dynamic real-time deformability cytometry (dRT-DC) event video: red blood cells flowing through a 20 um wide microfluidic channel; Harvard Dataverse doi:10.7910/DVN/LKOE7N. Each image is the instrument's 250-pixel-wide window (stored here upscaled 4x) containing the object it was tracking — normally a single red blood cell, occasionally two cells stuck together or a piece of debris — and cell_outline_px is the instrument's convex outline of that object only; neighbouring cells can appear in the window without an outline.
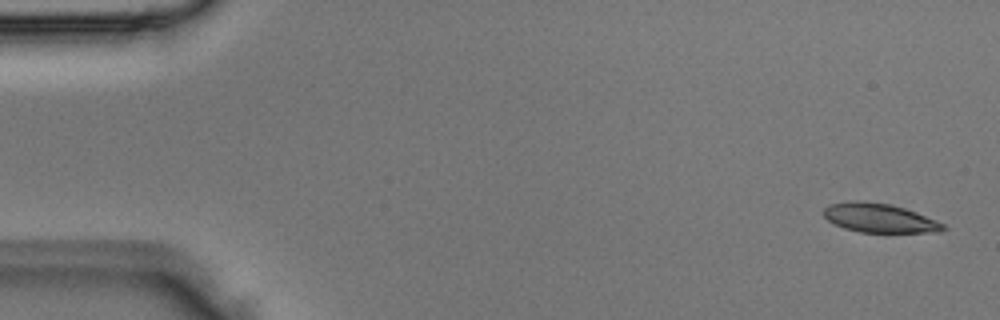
{"species": "Egyptian fruit bat (a non-hibernating species)", "species_latin": "Rousettus aegyptiacus", "temperature_condition": "room temperature", "stored_images_in_passage": 4, "camera_frame_rate_fps": 3000, "um_per_image_px": 0.085, "animal": {"sex": "male"}, "frame": {"image": 1, "passage_image": 1, "time_ms": 0.0, "image_size_px": [1000, 320], "cell_outline_px": [[948, 228], [940, 232], [860, 232], [844, 228], [832, 224], [824, 216], [824, 208], [828, 204], [848, 200], [864, 200], [888, 204], [904, 208], [916, 212], [936, 220], [944, 224]], "centroid_in_image_um": [74.72, 18.52], "position_along_channel_um": 10.3, "area_um2": 20.4}}
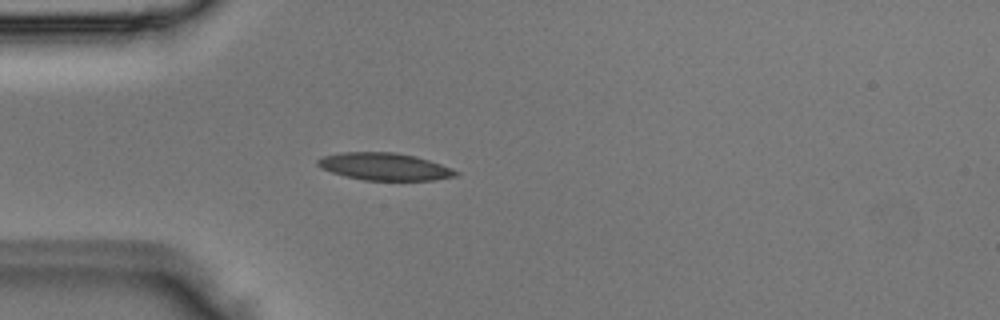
{"frame": {"image": 2, "passage_image": 4, "time_ms": 1.0, "image_size_px": [1000, 320], "cell_outline_px": [[460, 172], [456, 176], [436, 180], [364, 180], [344, 176], [320, 168], [316, 164], [316, 160], [324, 156], [340, 152], [396, 152], [416, 156], [452, 168]], "centroid_in_image_um": [32.68, 14.16], "position_along_channel_um": 52.3, "area_um2": 22.08}}